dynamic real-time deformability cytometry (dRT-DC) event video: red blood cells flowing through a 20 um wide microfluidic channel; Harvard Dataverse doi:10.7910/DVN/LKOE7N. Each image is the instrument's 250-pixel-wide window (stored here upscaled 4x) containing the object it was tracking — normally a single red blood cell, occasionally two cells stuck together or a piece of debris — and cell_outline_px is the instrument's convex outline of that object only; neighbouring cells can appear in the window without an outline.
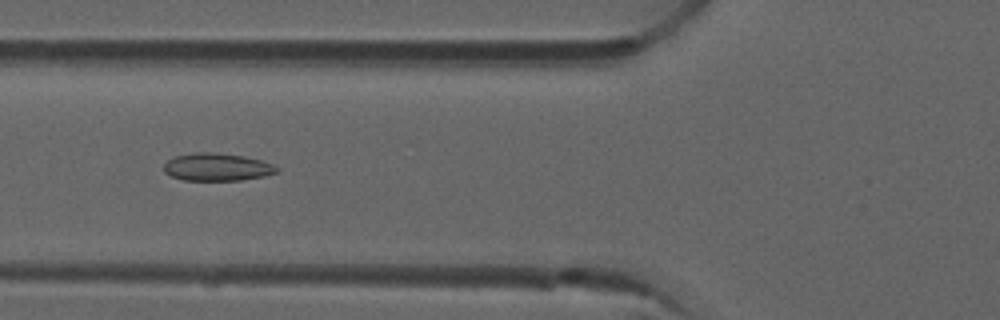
{"species": "common noctule bat (a hibernating species)", "species_latin": "Nyctalus noctula", "temperature_condition": "room temperature", "stored_images_in_passage": 48, "camera_frame_rate_fps": 3000, "um_per_image_px": 0.085, "animal": {"sex": "male", "forearm_length_mm": 52.5}, "frame": {"image": 1, "passage_image": 19, "time_ms": 6.0, "image_size_px": [1000, 320], "cell_outline_px": [[280, 168], [276, 172], [264, 176], [240, 180], [184, 180], [172, 176], [164, 172], [164, 164], [168, 160], [176, 156], [192, 152], [212, 152], [244, 156], [260, 160], [272, 164]], "centroid_in_image_um": [18.44, 14.19], "position_along_channel_um": 107.4, "area_um2": 18.09}}
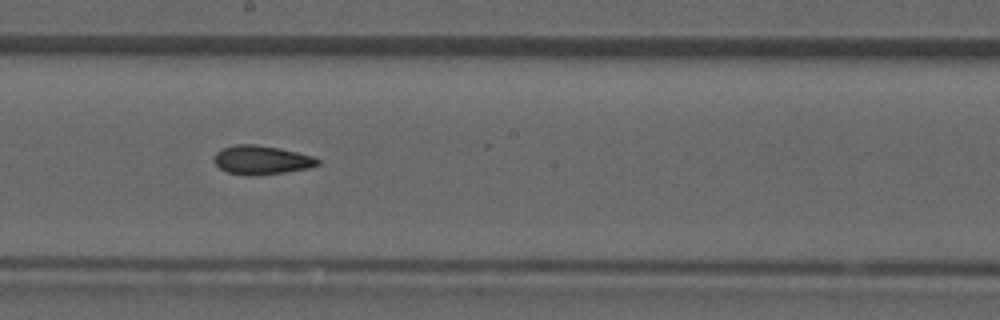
{"frame": {"image": 2, "passage_image": 28, "time_ms": 9.0, "image_size_px": [1000, 320], "cell_outline_px": [[320, 164], [308, 168], [284, 172], [252, 176], [248, 176], [228, 172], [220, 168], [212, 160], [216, 152], [220, 148], [236, 144], [256, 144], [280, 148], [312, 156], [320, 160]], "centroid_in_image_um": [22.19, 13.59], "position_along_channel_um": 226.0, "area_um2": 17.51}}
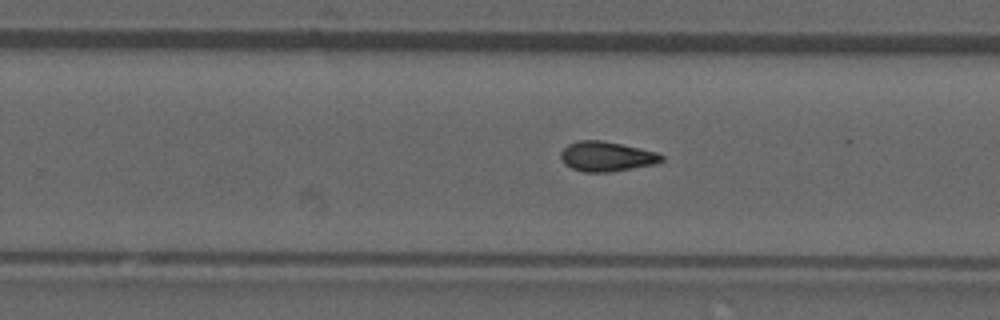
{"frame": {"image": 3, "passage_image": 32, "time_ms": 10.333, "image_size_px": [1000, 320], "cell_outline_px": [[664, 160], [656, 164], [612, 172], [584, 172], [572, 168], [564, 164], [560, 156], [560, 152], [568, 144], [580, 140], [600, 140], [620, 144], [656, 152], [664, 156]], "centroid_in_image_um": [51.55, 13.31], "position_along_channel_um": 278.2, "area_um2": 17.51}, "authors_computed_cell_mechanics": {"area_um2": 17.4556, "velocity_mm_per_s": 3.9504, "shape_relaxation_time_tau1_ms": null, "shape_relaxation_time_tau2_ms": 4.755, "deformation_change_tau1": null, "deformation_change_tau2": 0.107}}